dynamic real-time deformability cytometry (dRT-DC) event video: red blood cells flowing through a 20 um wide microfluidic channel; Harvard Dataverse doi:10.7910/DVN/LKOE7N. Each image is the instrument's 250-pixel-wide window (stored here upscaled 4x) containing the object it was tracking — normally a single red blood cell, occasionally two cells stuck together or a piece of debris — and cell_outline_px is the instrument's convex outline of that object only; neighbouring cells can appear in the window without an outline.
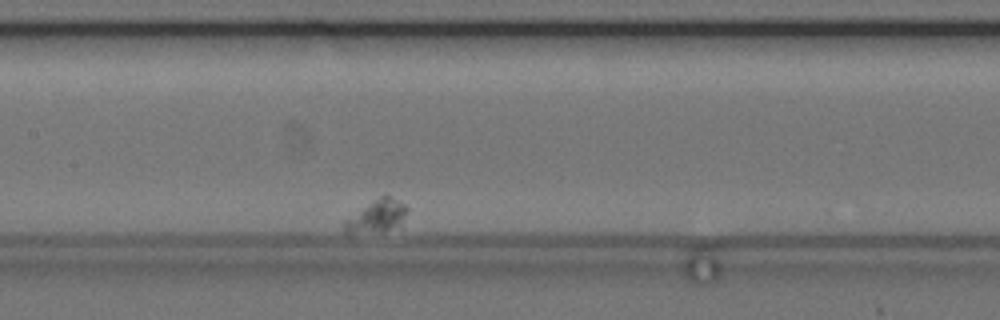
{"species": "common noctule bat (a hibernating species)", "species_latin": "Nyctalus noctula", "temperature_condition": "cold", "stored_images_in_passage": 10, "camera_frame_rate_fps": 3000, "um_per_image_px": 0.085, "animal": {"sex": "female", "body_mass_g": 24.6, "forearm_length_mm": 56.2}, "frame": {"image": 1, "passage_image": 4, "time_ms": 4.667, "image_size_px": [1000, 320], "cell_outline_px": [[408, 208], [400, 228], [384, 232], [344, 232], [340, 224], [344, 220], [384, 192], [404, 204]], "centroid_in_image_um": [32.04, 18.37], "position_along_channel_um": 175.4, "area_um2": 12.31}}